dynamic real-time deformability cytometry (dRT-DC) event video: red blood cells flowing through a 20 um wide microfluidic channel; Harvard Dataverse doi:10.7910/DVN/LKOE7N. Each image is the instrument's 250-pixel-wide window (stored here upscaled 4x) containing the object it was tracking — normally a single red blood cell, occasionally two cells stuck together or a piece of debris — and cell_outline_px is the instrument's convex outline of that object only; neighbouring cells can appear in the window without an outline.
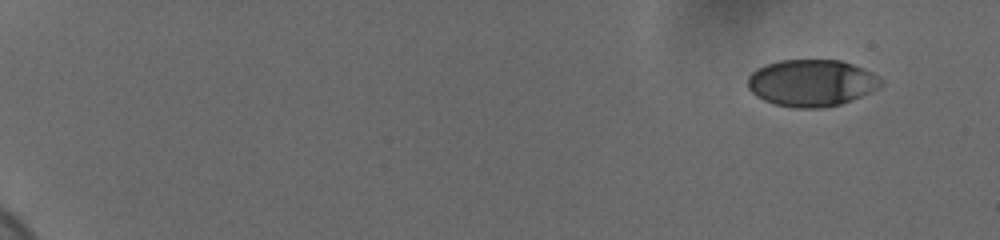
{"species": "human", "species_latin": "Homo sapiens", "temperature_condition": "cold", "stored_images_in_passage": 55, "camera_frame_rate_fps": 3000, "um_per_image_px": 0.085, "donor": {"sex": "female"}, "frame": {"image": 1, "passage_image": 1, "time_ms": 0.0, "image_size_px": [1000, 240], "cell_outline_px": [[884, 80], [876, 88], [860, 96], [840, 104], [820, 108], [792, 108], [776, 104], [764, 100], [756, 96], [748, 88], [748, 76], [756, 68], [780, 60], [840, 60], [864, 68], [880, 76]], "centroid_in_image_um": [68.96, 7.04], "position_along_channel_um": 16.0, "area_um2": 36.24}}
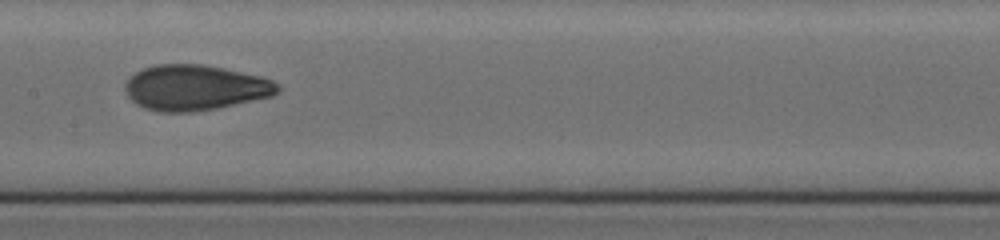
{"frame": {"image": 2, "passage_image": 30, "time_ms": 9.667, "image_size_px": [1000, 240], "cell_outline_px": [[280, 92], [272, 96], [216, 108], [192, 112], [160, 112], [144, 108], [136, 104], [128, 96], [124, 88], [124, 84], [136, 72], [144, 68], [156, 64], [200, 64], [224, 68], [260, 76], [272, 80], [280, 84]], "centroid_in_image_um": [16.59, 7.45], "position_along_channel_um": 190.8, "area_um2": 40.4}}
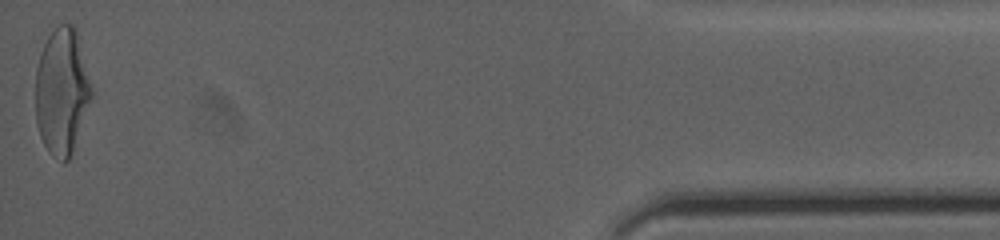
{"frame": {"image": 3, "passage_image": 55, "time_ms": 18.0, "image_size_px": [1000, 240], "cell_outline_px": [[92, 96], [72, 152], [68, 160], [64, 164], [52, 156], [48, 152], [40, 136], [36, 124], [36, 68], [40, 52], [48, 36], [60, 24], [72, 24], [76, 28], [92, 88]], "centroid_in_image_um": [5.25, 7.78], "position_along_channel_um": 430.0, "area_um2": 41.1}, "authors_computed_cell_mechanics": {"area_um2": 39.015, "velocity_mm_per_s": 3.693, "shape_relaxation_time_tau1_ms": 5.1268, "shape_relaxation_time_tau2_ms": 1.2833, "deformation_change_tau1": 0.1863, "deformation_change_tau2": 0.0688}}